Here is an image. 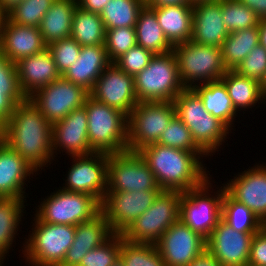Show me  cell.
Returning a JSON list of instances; mask_svg holds the SVG:
<instances>
[{
  "mask_svg": "<svg viewBox=\"0 0 266 266\" xmlns=\"http://www.w3.org/2000/svg\"><path fill=\"white\" fill-rule=\"evenodd\" d=\"M3 130L4 142L38 172L56 157L52 151V125L29 98L15 106Z\"/></svg>",
  "mask_w": 266,
  "mask_h": 266,
  "instance_id": "1",
  "label": "cell"
},
{
  "mask_svg": "<svg viewBox=\"0 0 266 266\" xmlns=\"http://www.w3.org/2000/svg\"><path fill=\"white\" fill-rule=\"evenodd\" d=\"M138 153L149 165L161 190L184 192L200 186L209 177V171L202 163V158L207 157L204 152H189L153 143Z\"/></svg>",
  "mask_w": 266,
  "mask_h": 266,
  "instance_id": "2",
  "label": "cell"
},
{
  "mask_svg": "<svg viewBox=\"0 0 266 266\" xmlns=\"http://www.w3.org/2000/svg\"><path fill=\"white\" fill-rule=\"evenodd\" d=\"M173 103L176 116L190 130L196 145L210 157L219 151L217 149L221 148L227 135L232 132L206 111L199 95L192 88H185Z\"/></svg>",
  "mask_w": 266,
  "mask_h": 266,
  "instance_id": "3",
  "label": "cell"
},
{
  "mask_svg": "<svg viewBox=\"0 0 266 266\" xmlns=\"http://www.w3.org/2000/svg\"><path fill=\"white\" fill-rule=\"evenodd\" d=\"M84 107L88 116V140L94 152L106 154L121 153L128 150V116L87 96Z\"/></svg>",
  "mask_w": 266,
  "mask_h": 266,
  "instance_id": "4",
  "label": "cell"
},
{
  "mask_svg": "<svg viewBox=\"0 0 266 266\" xmlns=\"http://www.w3.org/2000/svg\"><path fill=\"white\" fill-rule=\"evenodd\" d=\"M33 219L35 224L22 248L25 262L30 266H59L74 241L76 226L45 223L36 216Z\"/></svg>",
  "mask_w": 266,
  "mask_h": 266,
  "instance_id": "5",
  "label": "cell"
},
{
  "mask_svg": "<svg viewBox=\"0 0 266 266\" xmlns=\"http://www.w3.org/2000/svg\"><path fill=\"white\" fill-rule=\"evenodd\" d=\"M138 102L172 101L185 89L173 51L155 54L148 66L134 76Z\"/></svg>",
  "mask_w": 266,
  "mask_h": 266,
  "instance_id": "6",
  "label": "cell"
},
{
  "mask_svg": "<svg viewBox=\"0 0 266 266\" xmlns=\"http://www.w3.org/2000/svg\"><path fill=\"white\" fill-rule=\"evenodd\" d=\"M211 175L200 186L181 192L179 220L206 240L222 220L224 184L213 196Z\"/></svg>",
  "mask_w": 266,
  "mask_h": 266,
  "instance_id": "7",
  "label": "cell"
},
{
  "mask_svg": "<svg viewBox=\"0 0 266 266\" xmlns=\"http://www.w3.org/2000/svg\"><path fill=\"white\" fill-rule=\"evenodd\" d=\"M178 63V74L185 88L220 80L227 72L222 49L202 45L191 40L173 46Z\"/></svg>",
  "mask_w": 266,
  "mask_h": 266,
  "instance_id": "8",
  "label": "cell"
},
{
  "mask_svg": "<svg viewBox=\"0 0 266 266\" xmlns=\"http://www.w3.org/2000/svg\"><path fill=\"white\" fill-rule=\"evenodd\" d=\"M181 192L161 190L148 210L140 215L121 235L135 243L155 244L179 220Z\"/></svg>",
  "mask_w": 266,
  "mask_h": 266,
  "instance_id": "9",
  "label": "cell"
},
{
  "mask_svg": "<svg viewBox=\"0 0 266 266\" xmlns=\"http://www.w3.org/2000/svg\"><path fill=\"white\" fill-rule=\"evenodd\" d=\"M175 115L172 101L138 102L128 115V151L138 152L144 146L157 143Z\"/></svg>",
  "mask_w": 266,
  "mask_h": 266,
  "instance_id": "10",
  "label": "cell"
},
{
  "mask_svg": "<svg viewBox=\"0 0 266 266\" xmlns=\"http://www.w3.org/2000/svg\"><path fill=\"white\" fill-rule=\"evenodd\" d=\"M47 197L37 206L39 208L34 214L45 223L77 226L91 220L101 211V204L89 194L71 192L60 187Z\"/></svg>",
  "mask_w": 266,
  "mask_h": 266,
  "instance_id": "11",
  "label": "cell"
},
{
  "mask_svg": "<svg viewBox=\"0 0 266 266\" xmlns=\"http://www.w3.org/2000/svg\"><path fill=\"white\" fill-rule=\"evenodd\" d=\"M161 190L153 172L138 152L109 154L107 191Z\"/></svg>",
  "mask_w": 266,
  "mask_h": 266,
  "instance_id": "12",
  "label": "cell"
},
{
  "mask_svg": "<svg viewBox=\"0 0 266 266\" xmlns=\"http://www.w3.org/2000/svg\"><path fill=\"white\" fill-rule=\"evenodd\" d=\"M88 95L89 92L82 86L60 76L50 84L36 90L28 98L53 125L71 111L83 107Z\"/></svg>",
  "mask_w": 266,
  "mask_h": 266,
  "instance_id": "13",
  "label": "cell"
},
{
  "mask_svg": "<svg viewBox=\"0 0 266 266\" xmlns=\"http://www.w3.org/2000/svg\"><path fill=\"white\" fill-rule=\"evenodd\" d=\"M108 156L101 152L71 156L74 161L61 188L89 194L101 204L107 191Z\"/></svg>",
  "mask_w": 266,
  "mask_h": 266,
  "instance_id": "14",
  "label": "cell"
},
{
  "mask_svg": "<svg viewBox=\"0 0 266 266\" xmlns=\"http://www.w3.org/2000/svg\"><path fill=\"white\" fill-rule=\"evenodd\" d=\"M160 191H106L101 203V212L107 219L112 232L122 234L140 215L150 208Z\"/></svg>",
  "mask_w": 266,
  "mask_h": 266,
  "instance_id": "15",
  "label": "cell"
},
{
  "mask_svg": "<svg viewBox=\"0 0 266 266\" xmlns=\"http://www.w3.org/2000/svg\"><path fill=\"white\" fill-rule=\"evenodd\" d=\"M206 239L180 220L155 243L166 266H188L206 251Z\"/></svg>",
  "mask_w": 266,
  "mask_h": 266,
  "instance_id": "16",
  "label": "cell"
},
{
  "mask_svg": "<svg viewBox=\"0 0 266 266\" xmlns=\"http://www.w3.org/2000/svg\"><path fill=\"white\" fill-rule=\"evenodd\" d=\"M89 95L95 100L126 114L138 104L134 76L111 63L98 77Z\"/></svg>",
  "mask_w": 266,
  "mask_h": 266,
  "instance_id": "17",
  "label": "cell"
},
{
  "mask_svg": "<svg viewBox=\"0 0 266 266\" xmlns=\"http://www.w3.org/2000/svg\"><path fill=\"white\" fill-rule=\"evenodd\" d=\"M255 233H241L221 220L206 240V250L221 266H248Z\"/></svg>",
  "mask_w": 266,
  "mask_h": 266,
  "instance_id": "18",
  "label": "cell"
},
{
  "mask_svg": "<svg viewBox=\"0 0 266 266\" xmlns=\"http://www.w3.org/2000/svg\"><path fill=\"white\" fill-rule=\"evenodd\" d=\"M238 174L226 182L225 191L266 225V164L257 163Z\"/></svg>",
  "mask_w": 266,
  "mask_h": 266,
  "instance_id": "19",
  "label": "cell"
},
{
  "mask_svg": "<svg viewBox=\"0 0 266 266\" xmlns=\"http://www.w3.org/2000/svg\"><path fill=\"white\" fill-rule=\"evenodd\" d=\"M63 149V150H62ZM65 151L68 156L91 154L88 140V116L85 107L71 111L61 121L52 125L53 154Z\"/></svg>",
  "mask_w": 266,
  "mask_h": 266,
  "instance_id": "20",
  "label": "cell"
},
{
  "mask_svg": "<svg viewBox=\"0 0 266 266\" xmlns=\"http://www.w3.org/2000/svg\"><path fill=\"white\" fill-rule=\"evenodd\" d=\"M47 48L38 27L19 25L6 17L1 27L0 51L12 63Z\"/></svg>",
  "mask_w": 266,
  "mask_h": 266,
  "instance_id": "21",
  "label": "cell"
},
{
  "mask_svg": "<svg viewBox=\"0 0 266 266\" xmlns=\"http://www.w3.org/2000/svg\"><path fill=\"white\" fill-rule=\"evenodd\" d=\"M222 19L221 0L193 4L190 40L221 48L229 35Z\"/></svg>",
  "mask_w": 266,
  "mask_h": 266,
  "instance_id": "22",
  "label": "cell"
},
{
  "mask_svg": "<svg viewBox=\"0 0 266 266\" xmlns=\"http://www.w3.org/2000/svg\"><path fill=\"white\" fill-rule=\"evenodd\" d=\"M37 172L16 151L11 149L5 142L2 143L0 146V198H26V188L24 186L28 185L25 182Z\"/></svg>",
  "mask_w": 266,
  "mask_h": 266,
  "instance_id": "23",
  "label": "cell"
},
{
  "mask_svg": "<svg viewBox=\"0 0 266 266\" xmlns=\"http://www.w3.org/2000/svg\"><path fill=\"white\" fill-rule=\"evenodd\" d=\"M113 234L101 211L91 220L78 224L74 241L59 266H78L87 252L101 246Z\"/></svg>",
  "mask_w": 266,
  "mask_h": 266,
  "instance_id": "24",
  "label": "cell"
},
{
  "mask_svg": "<svg viewBox=\"0 0 266 266\" xmlns=\"http://www.w3.org/2000/svg\"><path fill=\"white\" fill-rule=\"evenodd\" d=\"M15 65L20 88L27 98L61 76L47 48L40 53L20 59Z\"/></svg>",
  "mask_w": 266,
  "mask_h": 266,
  "instance_id": "25",
  "label": "cell"
},
{
  "mask_svg": "<svg viewBox=\"0 0 266 266\" xmlns=\"http://www.w3.org/2000/svg\"><path fill=\"white\" fill-rule=\"evenodd\" d=\"M110 64L104 45L81 46L78 59L62 77L90 92Z\"/></svg>",
  "mask_w": 266,
  "mask_h": 266,
  "instance_id": "26",
  "label": "cell"
},
{
  "mask_svg": "<svg viewBox=\"0 0 266 266\" xmlns=\"http://www.w3.org/2000/svg\"><path fill=\"white\" fill-rule=\"evenodd\" d=\"M152 10L156 14L164 35L172 46L190 40L193 5L165 6Z\"/></svg>",
  "mask_w": 266,
  "mask_h": 266,
  "instance_id": "27",
  "label": "cell"
},
{
  "mask_svg": "<svg viewBox=\"0 0 266 266\" xmlns=\"http://www.w3.org/2000/svg\"><path fill=\"white\" fill-rule=\"evenodd\" d=\"M192 89L199 95L206 111L220 120L231 132L238 112L231 102L225 84L216 80L197 84Z\"/></svg>",
  "mask_w": 266,
  "mask_h": 266,
  "instance_id": "28",
  "label": "cell"
},
{
  "mask_svg": "<svg viewBox=\"0 0 266 266\" xmlns=\"http://www.w3.org/2000/svg\"><path fill=\"white\" fill-rule=\"evenodd\" d=\"M76 0H55L42 18L39 30L45 44L70 37Z\"/></svg>",
  "mask_w": 266,
  "mask_h": 266,
  "instance_id": "29",
  "label": "cell"
},
{
  "mask_svg": "<svg viewBox=\"0 0 266 266\" xmlns=\"http://www.w3.org/2000/svg\"><path fill=\"white\" fill-rule=\"evenodd\" d=\"M220 80L225 84L228 95L237 112L246 111L249 108L252 109L261 101V103H266V97L262 94L260 84L256 80L240 75L235 70H227Z\"/></svg>",
  "mask_w": 266,
  "mask_h": 266,
  "instance_id": "30",
  "label": "cell"
},
{
  "mask_svg": "<svg viewBox=\"0 0 266 266\" xmlns=\"http://www.w3.org/2000/svg\"><path fill=\"white\" fill-rule=\"evenodd\" d=\"M27 99L22 92L15 63L9 61L0 51V125L11 117L18 103Z\"/></svg>",
  "mask_w": 266,
  "mask_h": 266,
  "instance_id": "31",
  "label": "cell"
},
{
  "mask_svg": "<svg viewBox=\"0 0 266 266\" xmlns=\"http://www.w3.org/2000/svg\"><path fill=\"white\" fill-rule=\"evenodd\" d=\"M137 45L155 54H165L173 50V46L163 33L155 12L144 6L139 12L135 25Z\"/></svg>",
  "mask_w": 266,
  "mask_h": 266,
  "instance_id": "32",
  "label": "cell"
},
{
  "mask_svg": "<svg viewBox=\"0 0 266 266\" xmlns=\"http://www.w3.org/2000/svg\"><path fill=\"white\" fill-rule=\"evenodd\" d=\"M258 44V26L229 33L221 46L225 68L235 70Z\"/></svg>",
  "mask_w": 266,
  "mask_h": 266,
  "instance_id": "33",
  "label": "cell"
},
{
  "mask_svg": "<svg viewBox=\"0 0 266 266\" xmlns=\"http://www.w3.org/2000/svg\"><path fill=\"white\" fill-rule=\"evenodd\" d=\"M26 199L16 197L0 198V254L6 256L16 238L20 221L25 213Z\"/></svg>",
  "mask_w": 266,
  "mask_h": 266,
  "instance_id": "34",
  "label": "cell"
},
{
  "mask_svg": "<svg viewBox=\"0 0 266 266\" xmlns=\"http://www.w3.org/2000/svg\"><path fill=\"white\" fill-rule=\"evenodd\" d=\"M106 29L100 14L79 7L73 15L71 34L80 46L104 45Z\"/></svg>",
  "mask_w": 266,
  "mask_h": 266,
  "instance_id": "35",
  "label": "cell"
},
{
  "mask_svg": "<svg viewBox=\"0 0 266 266\" xmlns=\"http://www.w3.org/2000/svg\"><path fill=\"white\" fill-rule=\"evenodd\" d=\"M222 220L241 233H257L265 226L247 206L234 200L226 191L222 199Z\"/></svg>",
  "mask_w": 266,
  "mask_h": 266,
  "instance_id": "36",
  "label": "cell"
},
{
  "mask_svg": "<svg viewBox=\"0 0 266 266\" xmlns=\"http://www.w3.org/2000/svg\"><path fill=\"white\" fill-rule=\"evenodd\" d=\"M144 0H110L100 13L105 29L135 28Z\"/></svg>",
  "mask_w": 266,
  "mask_h": 266,
  "instance_id": "37",
  "label": "cell"
},
{
  "mask_svg": "<svg viewBox=\"0 0 266 266\" xmlns=\"http://www.w3.org/2000/svg\"><path fill=\"white\" fill-rule=\"evenodd\" d=\"M119 258L125 266H166L155 244L129 242L123 236Z\"/></svg>",
  "mask_w": 266,
  "mask_h": 266,
  "instance_id": "38",
  "label": "cell"
},
{
  "mask_svg": "<svg viewBox=\"0 0 266 266\" xmlns=\"http://www.w3.org/2000/svg\"><path fill=\"white\" fill-rule=\"evenodd\" d=\"M222 20L228 33L258 26L255 12L238 0H221Z\"/></svg>",
  "mask_w": 266,
  "mask_h": 266,
  "instance_id": "39",
  "label": "cell"
},
{
  "mask_svg": "<svg viewBox=\"0 0 266 266\" xmlns=\"http://www.w3.org/2000/svg\"><path fill=\"white\" fill-rule=\"evenodd\" d=\"M55 0H24L11 9L5 17L13 23L38 27Z\"/></svg>",
  "mask_w": 266,
  "mask_h": 266,
  "instance_id": "40",
  "label": "cell"
},
{
  "mask_svg": "<svg viewBox=\"0 0 266 266\" xmlns=\"http://www.w3.org/2000/svg\"><path fill=\"white\" fill-rule=\"evenodd\" d=\"M157 143L189 152H203L194 142L190 130L176 115L162 132Z\"/></svg>",
  "mask_w": 266,
  "mask_h": 266,
  "instance_id": "41",
  "label": "cell"
},
{
  "mask_svg": "<svg viewBox=\"0 0 266 266\" xmlns=\"http://www.w3.org/2000/svg\"><path fill=\"white\" fill-rule=\"evenodd\" d=\"M137 44L136 30L131 27L106 29L104 46L108 59L113 63Z\"/></svg>",
  "mask_w": 266,
  "mask_h": 266,
  "instance_id": "42",
  "label": "cell"
},
{
  "mask_svg": "<svg viewBox=\"0 0 266 266\" xmlns=\"http://www.w3.org/2000/svg\"><path fill=\"white\" fill-rule=\"evenodd\" d=\"M122 235L113 234L101 246L87 252L78 266H111L120 256Z\"/></svg>",
  "mask_w": 266,
  "mask_h": 266,
  "instance_id": "43",
  "label": "cell"
},
{
  "mask_svg": "<svg viewBox=\"0 0 266 266\" xmlns=\"http://www.w3.org/2000/svg\"><path fill=\"white\" fill-rule=\"evenodd\" d=\"M58 73L62 76L78 59L81 46L72 38H64L47 46Z\"/></svg>",
  "mask_w": 266,
  "mask_h": 266,
  "instance_id": "44",
  "label": "cell"
},
{
  "mask_svg": "<svg viewBox=\"0 0 266 266\" xmlns=\"http://www.w3.org/2000/svg\"><path fill=\"white\" fill-rule=\"evenodd\" d=\"M154 54L140 45H135L113 63L125 73L135 76L144 70Z\"/></svg>",
  "mask_w": 266,
  "mask_h": 266,
  "instance_id": "45",
  "label": "cell"
},
{
  "mask_svg": "<svg viewBox=\"0 0 266 266\" xmlns=\"http://www.w3.org/2000/svg\"><path fill=\"white\" fill-rule=\"evenodd\" d=\"M235 71L260 82L266 72V49L260 44L255 46Z\"/></svg>",
  "mask_w": 266,
  "mask_h": 266,
  "instance_id": "46",
  "label": "cell"
},
{
  "mask_svg": "<svg viewBox=\"0 0 266 266\" xmlns=\"http://www.w3.org/2000/svg\"><path fill=\"white\" fill-rule=\"evenodd\" d=\"M248 266H266V225L252 238Z\"/></svg>",
  "mask_w": 266,
  "mask_h": 266,
  "instance_id": "47",
  "label": "cell"
},
{
  "mask_svg": "<svg viewBox=\"0 0 266 266\" xmlns=\"http://www.w3.org/2000/svg\"><path fill=\"white\" fill-rule=\"evenodd\" d=\"M77 7L92 13L100 14L110 0H76Z\"/></svg>",
  "mask_w": 266,
  "mask_h": 266,
  "instance_id": "48",
  "label": "cell"
},
{
  "mask_svg": "<svg viewBox=\"0 0 266 266\" xmlns=\"http://www.w3.org/2000/svg\"><path fill=\"white\" fill-rule=\"evenodd\" d=\"M145 6L150 9L165 7V6H178V5H193L191 0H144Z\"/></svg>",
  "mask_w": 266,
  "mask_h": 266,
  "instance_id": "49",
  "label": "cell"
},
{
  "mask_svg": "<svg viewBox=\"0 0 266 266\" xmlns=\"http://www.w3.org/2000/svg\"><path fill=\"white\" fill-rule=\"evenodd\" d=\"M252 9L259 19L266 18V0H238Z\"/></svg>",
  "mask_w": 266,
  "mask_h": 266,
  "instance_id": "50",
  "label": "cell"
},
{
  "mask_svg": "<svg viewBox=\"0 0 266 266\" xmlns=\"http://www.w3.org/2000/svg\"><path fill=\"white\" fill-rule=\"evenodd\" d=\"M188 266H221L220 263L206 250Z\"/></svg>",
  "mask_w": 266,
  "mask_h": 266,
  "instance_id": "51",
  "label": "cell"
},
{
  "mask_svg": "<svg viewBox=\"0 0 266 266\" xmlns=\"http://www.w3.org/2000/svg\"><path fill=\"white\" fill-rule=\"evenodd\" d=\"M259 44L266 49V18L259 19Z\"/></svg>",
  "mask_w": 266,
  "mask_h": 266,
  "instance_id": "52",
  "label": "cell"
},
{
  "mask_svg": "<svg viewBox=\"0 0 266 266\" xmlns=\"http://www.w3.org/2000/svg\"><path fill=\"white\" fill-rule=\"evenodd\" d=\"M24 0H0V10L6 15L11 9Z\"/></svg>",
  "mask_w": 266,
  "mask_h": 266,
  "instance_id": "53",
  "label": "cell"
},
{
  "mask_svg": "<svg viewBox=\"0 0 266 266\" xmlns=\"http://www.w3.org/2000/svg\"><path fill=\"white\" fill-rule=\"evenodd\" d=\"M259 84L262 94L266 97V72L261 81L259 82Z\"/></svg>",
  "mask_w": 266,
  "mask_h": 266,
  "instance_id": "54",
  "label": "cell"
},
{
  "mask_svg": "<svg viewBox=\"0 0 266 266\" xmlns=\"http://www.w3.org/2000/svg\"><path fill=\"white\" fill-rule=\"evenodd\" d=\"M3 142H4V130L3 126L0 125V146L2 145Z\"/></svg>",
  "mask_w": 266,
  "mask_h": 266,
  "instance_id": "55",
  "label": "cell"
},
{
  "mask_svg": "<svg viewBox=\"0 0 266 266\" xmlns=\"http://www.w3.org/2000/svg\"><path fill=\"white\" fill-rule=\"evenodd\" d=\"M111 266H125L123 261L118 258Z\"/></svg>",
  "mask_w": 266,
  "mask_h": 266,
  "instance_id": "56",
  "label": "cell"
},
{
  "mask_svg": "<svg viewBox=\"0 0 266 266\" xmlns=\"http://www.w3.org/2000/svg\"><path fill=\"white\" fill-rule=\"evenodd\" d=\"M4 18H5V14L3 12H0V38H1V27L4 21Z\"/></svg>",
  "mask_w": 266,
  "mask_h": 266,
  "instance_id": "57",
  "label": "cell"
},
{
  "mask_svg": "<svg viewBox=\"0 0 266 266\" xmlns=\"http://www.w3.org/2000/svg\"><path fill=\"white\" fill-rule=\"evenodd\" d=\"M208 1H215V0H191L192 4H196L200 2H208Z\"/></svg>",
  "mask_w": 266,
  "mask_h": 266,
  "instance_id": "58",
  "label": "cell"
},
{
  "mask_svg": "<svg viewBox=\"0 0 266 266\" xmlns=\"http://www.w3.org/2000/svg\"><path fill=\"white\" fill-rule=\"evenodd\" d=\"M5 256L0 254V266H3Z\"/></svg>",
  "mask_w": 266,
  "mask_h": 266,
  "instance_id": "59",
  "label": "cell"
}]
</instances>
